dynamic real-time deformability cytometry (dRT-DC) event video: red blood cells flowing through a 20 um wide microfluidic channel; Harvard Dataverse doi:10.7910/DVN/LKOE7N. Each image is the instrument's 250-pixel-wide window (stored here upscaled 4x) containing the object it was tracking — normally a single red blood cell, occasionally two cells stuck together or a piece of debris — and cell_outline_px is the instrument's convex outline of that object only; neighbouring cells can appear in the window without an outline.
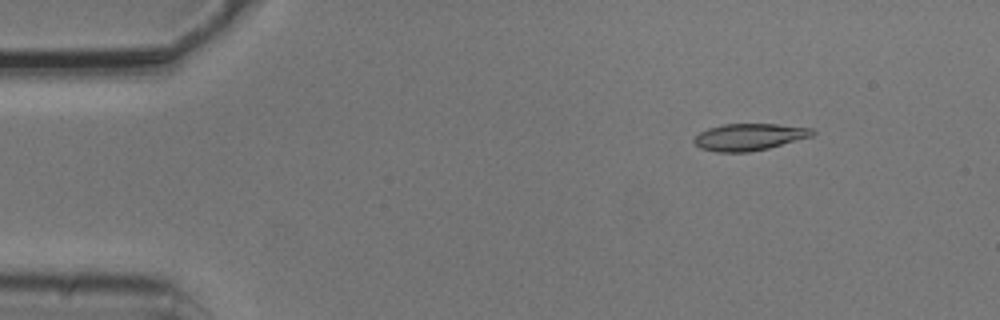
{"species": "common noctule bat (a hibernating species)", "species_latin": "Nyctalus noctula", "temperature_condition": "cold", "stored_images_in_passage": 5, "camera_frame_rate_fps": 3000, "um_per_image_px": 0.085, "animal": {"sex": "male", "body_mass_g": 20.5, "forearm_length_mm": 52.5}, "frame": {"image": 1, "passage_image": 2, "time_ms": 0.333, "image_size_px": [1000, 320], "cell_outline_px": [[816, 132], [812, 136], [768, 148], [748, 152], [716, 152], [700, 148], [692, 140], [700, 132], [708, 128], [724, 124], [776, 124], [812, 128]], "centroid_in_image_um": [63.67, 11.64], "position_along_channel_um": 21.3, "area_um2": 18.44}}